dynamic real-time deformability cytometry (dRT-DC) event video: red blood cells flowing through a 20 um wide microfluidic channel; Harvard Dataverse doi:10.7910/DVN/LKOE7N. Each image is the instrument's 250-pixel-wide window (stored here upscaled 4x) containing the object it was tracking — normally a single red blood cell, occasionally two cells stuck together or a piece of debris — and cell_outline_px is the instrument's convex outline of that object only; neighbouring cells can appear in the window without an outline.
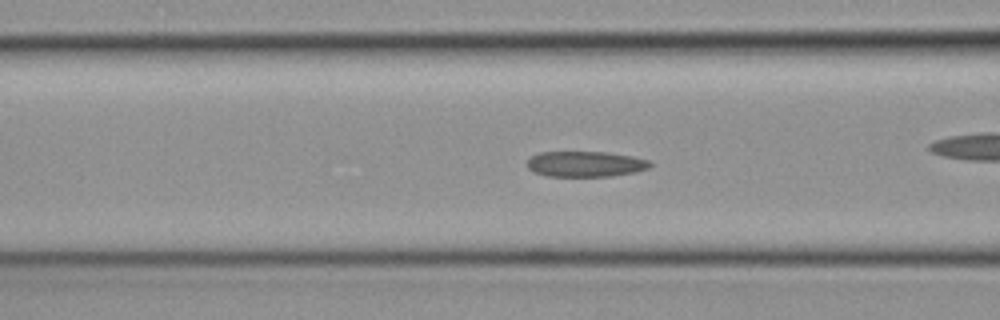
{"species": "common noctule bat (a hibernating species)", "species_latin": "Nyctalus noctula", "temperature_condition": "cold", "stored_images_in_passage": 38, "camera_frame_rate_fps": 3000, "um_per_image_px": 0.085, "animal": {"sex": "female", "body_mass_g": 19.3, "forearm_length_mm": 54.1}, "frame": {"image": 1, "passage_image": 17, "time_ms": 5.333, "image_size_px": [1000, 320], "cell_outline_px": [[652, 164], [648, 168], [636, 172], [612, 176], [548, 176], [532, 172], [528, 168], [528, 160], [532, 156], [540, 152], [604, 152], [632, 156], [648, 160]], "centroid_in_image_um": [49.76, 13.94], "position_along_channel_um": 116.8, "area_um2": 18.26}}